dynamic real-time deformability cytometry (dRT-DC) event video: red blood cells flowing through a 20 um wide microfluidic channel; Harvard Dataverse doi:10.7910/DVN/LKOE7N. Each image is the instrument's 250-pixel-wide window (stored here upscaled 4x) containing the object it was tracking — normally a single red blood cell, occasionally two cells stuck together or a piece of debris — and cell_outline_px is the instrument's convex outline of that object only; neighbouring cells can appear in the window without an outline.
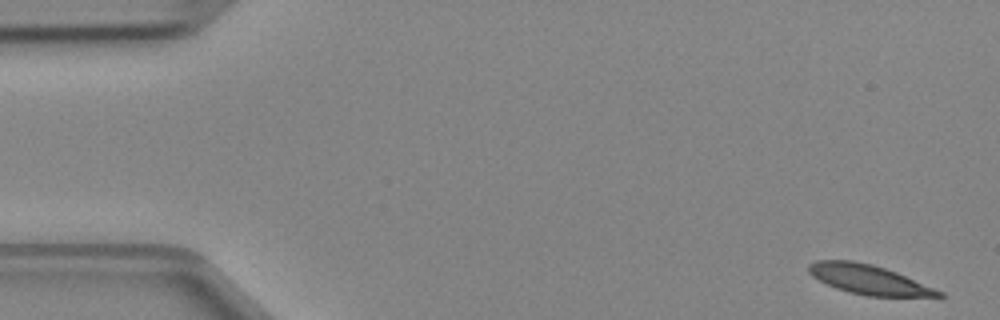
{"species": "Egyptian fruit bat (a non-hibernating species)", "species_latin": "Rousettus aegyptiacus", "temperature_condition": "cold", "stored_images_in_passage": 4, "camera_frame_rate_fps": 3000, "um_per_image_px": 0.085, "animal": {"sex": "female"}, "frame": {"image": 1, "passage_image": 1, "time_ms": 0.0, "image_size_px": [1000, 320], "cell_outline_px": [[944, 300], [868, 296], [848, 292], [836, 288], [812, 276], [808, 272], [808, 264], [816, 260], [852, 260], [872, 264], [896, 272], [944, 292]], "centroid_in_image_um": [74.01, 23.82], "position_along_channel_um": 11.0, "area_um2": 23.18}}
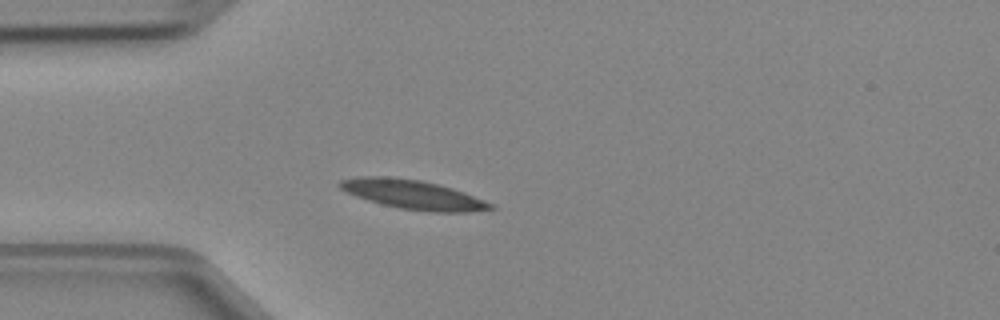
{"frame": {"image": 2, "passage_image": 4, "time_ms": 1.0, "image_size_px": [1000, 320], "cell_outline_px": [[496, 208], [468, 212], [432, 212], [400, 208], [380, 204], [356, 196], [340, 188], [336, 184], [340, 180], [360, 176], [388, 176], [420, 180], [452, 188], [464, 192], [492, 204]], "centroid_in_image_um": [35.06, 16.53], "position_along_channel_um": 49.9, "area_um2": 25.43}}